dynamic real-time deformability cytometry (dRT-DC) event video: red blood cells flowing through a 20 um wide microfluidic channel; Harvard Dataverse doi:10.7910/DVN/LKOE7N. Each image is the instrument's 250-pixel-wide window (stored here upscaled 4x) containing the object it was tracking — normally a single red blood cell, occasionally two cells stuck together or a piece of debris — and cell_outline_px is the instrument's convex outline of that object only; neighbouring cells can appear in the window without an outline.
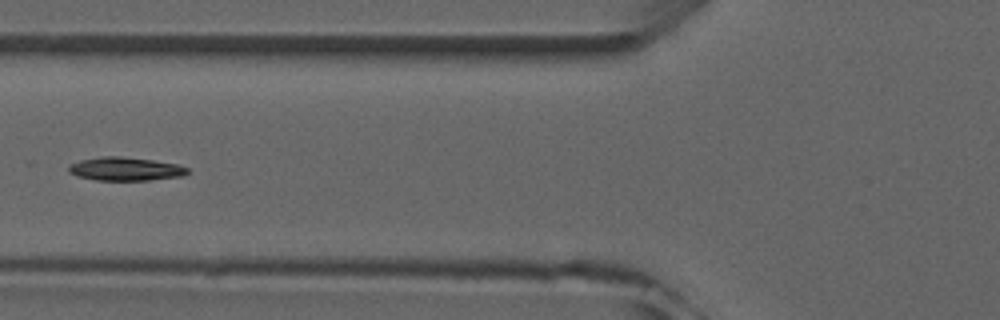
{"species": "common noctule bat (a hibernating species)", "species_latin": "Nyctalus noctula", "temperature_condition": "room temperature", "stored_images_in_passage": 7, "camera_frame_rate_fps": 3000, "um_per_image_px": 0.085, "animal": {"sex": "male", "forearm_length_mm": 52.5}, "frame": {"image": 1, "passage_image": 5, "time_ms": 5.333, "image_size_px": [1000, 320], "cell_outline_px": [[188, 172], [184, 176], [148, 180], [96, 180], [76, 176], [68, 172], [68, 164], [80, 160], [104, 156], [120, 156], [152, 160], [180, 164], [188, 168]], "centroid_in_image_um": [10.65, 14.36], "position_along_channel_um": 115.2, "area_um2": 16.36}}
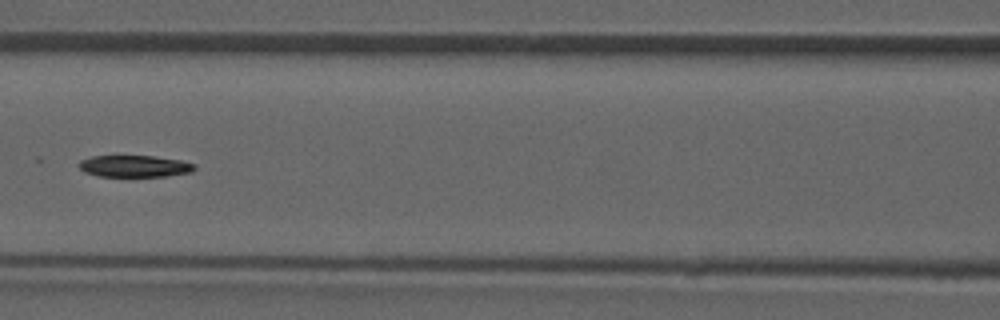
{"frame": {"image": 2, "passage_image": 6, "time_ms": 6.333, "image_size_px": [1000, 320], "cell_outline_px": [[196, 168], [192, 172], [168, 176], [96, 176], [84, 172], [76, 164], [80, 160], [92, 156], [152, 156], [180, 160], [196, 164]], "centroid_in_image_um": [11.42, 14.13], "position_along_channel_um": 155.2, "area_um2": 14.74}}